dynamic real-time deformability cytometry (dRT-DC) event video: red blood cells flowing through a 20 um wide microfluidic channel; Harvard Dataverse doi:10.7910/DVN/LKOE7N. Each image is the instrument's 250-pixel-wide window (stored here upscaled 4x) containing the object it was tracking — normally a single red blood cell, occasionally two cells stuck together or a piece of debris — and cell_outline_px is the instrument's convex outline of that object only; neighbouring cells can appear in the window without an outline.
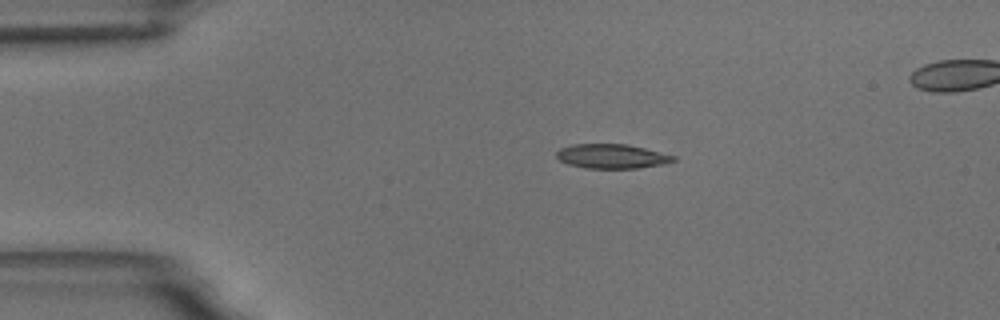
{"species": "common noctule bat (a hibernating species)", "species_latin": "Nyctalus noctula", "temperature_condition": "room temperature", "stored_images_in_passage": 15, "camera_frame_rate_fps": 3000, "um_per_image_px": 0.085, "animal": {"sex": "male", "body_mass_g": 18.8}, "frame": {"image": 1, "passage_image": 3, "time_ms": 3.0, "image_size_px": [1000, 320], "cell_outline_px": [[676, 160], [664, 164], [636, 168], [584, 168], [568, 164], [560, 160], [556, 156], [556, 152], [560, 148], [572, 144], [628, 144], [676, 156]], "centroid_in_image_um": [51.99, 13.28], "position_along_channel_um": 33.0, "area_um2": 16.59}}
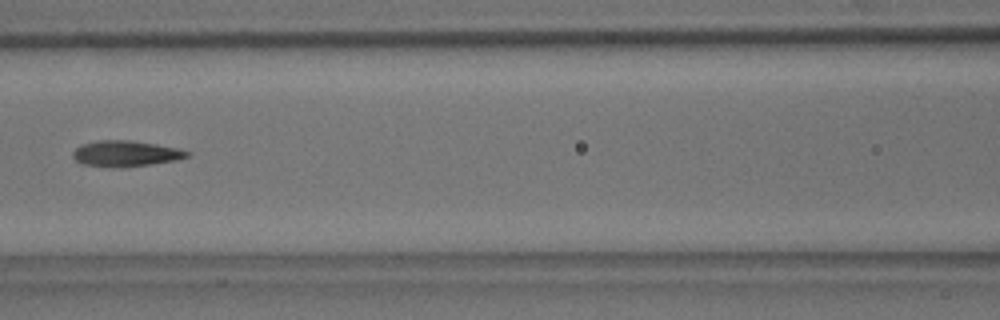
{"frame": {"image": 2, "passage_image": 7, "time_ms": 7.667, "image_size_px": [1000, 320], "cell_outline_px": [[192, 152], [188, 156], [176, 160], [152, 164], [80, 164], [72, 156], [72, 152], [80, 144], [96, 140], [128, 140], [156, 144], [180, 148]], "centroid_in_image_um": [10.72, 12.99], "position_along_channel_um": 155.9, "area_um2": 16.42}}
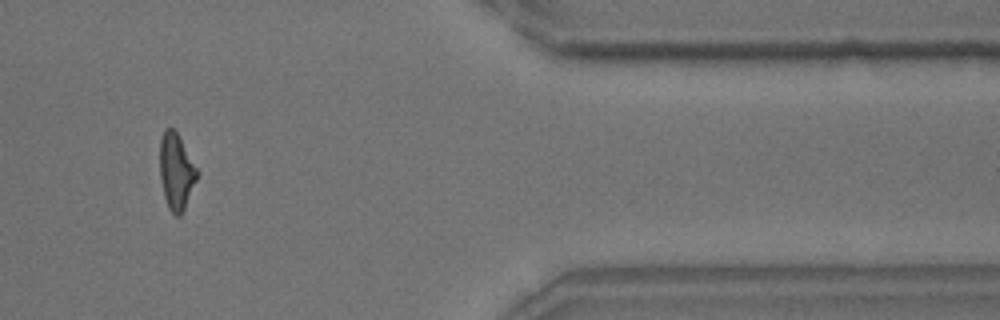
{"frame": {"image": 3, "passage_image": 13, "time_ms": 15.333, "image_size_px": [1000, 320], "cell_outline_px": [[200, 172], [184, 208], [180, 216], [176, 216], [168, 208], [164, 196], [160, 176], [160, 140], [164, 128], [172, 128], [176, 132]], "centroid_in_image_um": [14.98, 14.57], "position_along_channel_um": 396.4, "area_um2": 16.42}}